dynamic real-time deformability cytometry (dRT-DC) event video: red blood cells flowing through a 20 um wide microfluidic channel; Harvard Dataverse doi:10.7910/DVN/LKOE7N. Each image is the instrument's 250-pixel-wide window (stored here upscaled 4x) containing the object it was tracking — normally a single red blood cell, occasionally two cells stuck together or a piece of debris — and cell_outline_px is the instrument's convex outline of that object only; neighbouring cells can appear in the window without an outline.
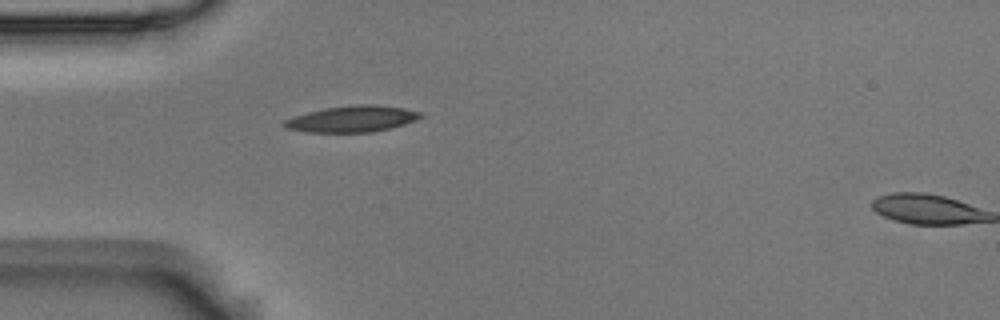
{"species": "Egyptian fruit bat (a non-hibernating species)", "species_latin": "Rousettus aegyptiacus", "temperature_condition": "room temperature", "stored_images_in_passage": 5, "segment_of_instrument_passage": [1, 2], "camera_frame_rate_fps": 3000, "um_per_image_px": 0.085, "animal": {"sex": "male"}, "frame": {"image": 1, "passage_image": 4, "time_ms": 1.0, "image_size_px": [1000, 320], "cell_outline_px": [[424, 116], [416, 120], [404, 124], [372, 132], [304, 132], [288, 128], [284, 124], [284, 120], [292, 116], [324, 108], [356, 104], [372, 104], [404, 108], [420, 112]], "centroid_in_image_um": [29.93, 10.1], "position_along_channel_um": 55.1, "area_um2": 20.75}}